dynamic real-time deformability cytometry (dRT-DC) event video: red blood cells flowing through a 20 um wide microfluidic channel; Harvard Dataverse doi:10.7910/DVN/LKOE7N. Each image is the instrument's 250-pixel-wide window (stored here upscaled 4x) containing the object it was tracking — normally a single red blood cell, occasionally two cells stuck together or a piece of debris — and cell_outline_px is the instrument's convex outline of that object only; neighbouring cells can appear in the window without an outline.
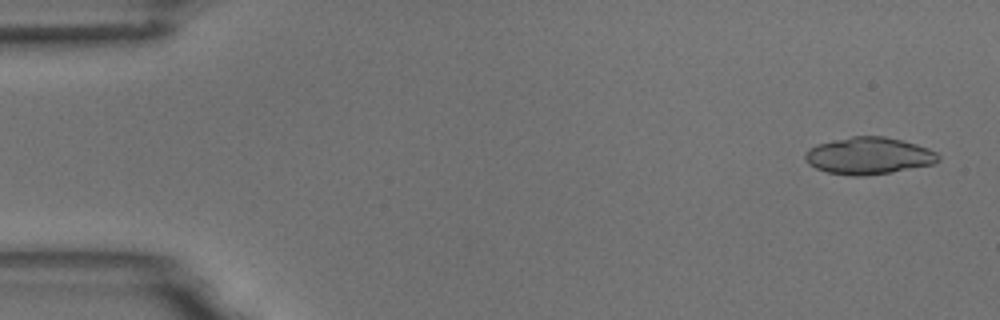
{"species": "common noctule bat (a hibernating species)", "species_latin": "Nyctalus noctula", "temperature_condition": "room temperature", "stored_images_in_passage": 5, "camera_frame_rate_fps": 3000, "um_per_image_px": 0.085, "animal": {"sex": "male", "body_mass_g": 18.8}, "frame": {"image": 1, "passage_image": 1, "time_ms": 0.0, "image_size_px": [1000, 320], "cell_outline_px": [[940, 160], [936, 164], [892, 172], [864, 176], [852, 176], [828, 172], [816, 168], [808, 164], [804, 156], [804, 152], [816, 144], [852, 136], [884, 136], [916, 144], [928, 148], [936, 152], [940, 156]], "centroid_in_image_um": [73.86, 13.25], "position_along_channel_um": 11.1, "area_um2": 28.84}}
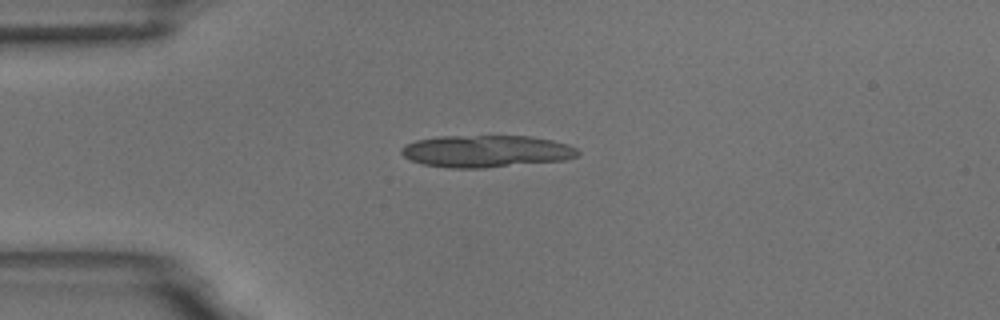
{"frame": {"image": 2, "passage_image": 4, "time_ms": 3.667, "image_size_px": [1000, 320], "cell_outline_px": [[580, 152], [576, 156], [564, 160], [484, 168], [448, 168], [424, 164], [412, 160], [404, 156], [400, 152], [400, 148], [404, 144], [416, 140], [436, 136], [528, 136], [552, 140], [568, 144], [576, 148]], "centroid_in_image_um": [41.3, 12.85], "position_along_channel_um": 43.7, "area_um2": 33.06}}